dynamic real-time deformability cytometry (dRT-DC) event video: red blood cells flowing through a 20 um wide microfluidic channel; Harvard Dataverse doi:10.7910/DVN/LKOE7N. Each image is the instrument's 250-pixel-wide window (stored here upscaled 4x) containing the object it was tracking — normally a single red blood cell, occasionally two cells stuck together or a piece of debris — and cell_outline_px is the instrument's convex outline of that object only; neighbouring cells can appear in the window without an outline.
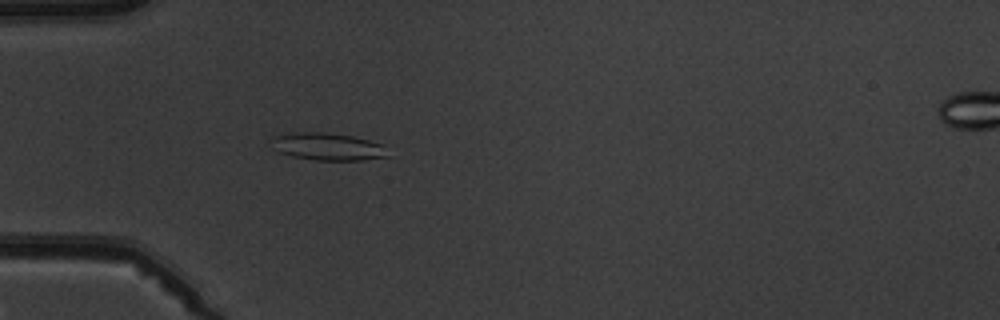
{"species": "common noctule bat (a hibernating species)", "species_latin": "Nyctalus noctula", "temperature_condition": "warm", "stored_images_in_passage": 6, "camera_frame_rate_fps": 3000, "um_per_image_px": 0.085, "animal": {"sex": "male", "body_mass_g": 19.5, "forearm_length_mm": 54.6}, "frame": {"image": 1, "passage_image": 5, "time_ms": 4.667, "image_size_px": [1000, 320], "cell_outline_px": [[388, 156], [360, 160], [316, 160], [292, 156], [280, 152], [272, 148], [272, 136], [304, 132], [324, 132], [352, 136], [368, 140], [380, 144]], "centroid_in_image_um": [27.79, 12.46], "position_along_channel_um": 57.2, "area_um2": 18.15}}